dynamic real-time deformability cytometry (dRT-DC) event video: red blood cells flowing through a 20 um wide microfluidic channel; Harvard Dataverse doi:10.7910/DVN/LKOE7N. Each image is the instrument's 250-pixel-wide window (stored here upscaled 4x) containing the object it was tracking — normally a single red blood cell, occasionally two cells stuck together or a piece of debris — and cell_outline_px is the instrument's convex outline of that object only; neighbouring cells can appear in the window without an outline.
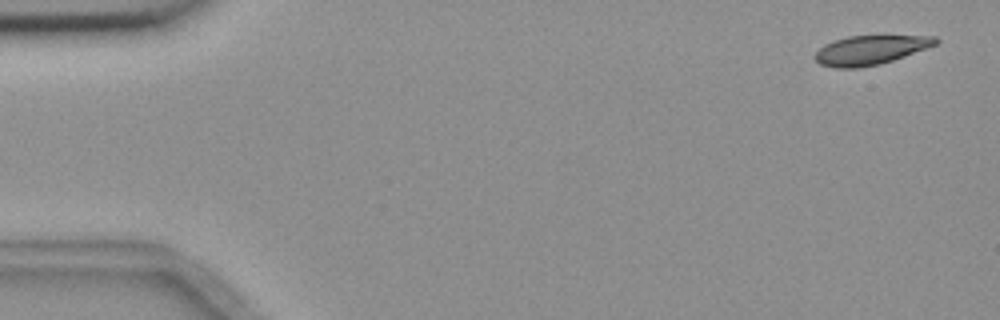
{"species": "common noctule bat (a hibernating species)", "species_latin": "Nyctalus noctula", "temperature_condition": "room temperature", "stored_images_in_passage": 5, "camera_frame_rate_fps": 3000, "um_per_image_px": 0.085, "animal": {"sex": "female", "body_mass_g": 18.4}, "frame": {"image": 1, "passage_image": 1, "time_ms": 0.0, "image_size_px": [1000, 320], "cell_outline_px": [[940, 40], [936, 44], [904, 56], [880, 64], [856, 68], [836, 68], [820, 64], [812, 56], [824, 44], [848, 36], [936, 36]], "centroid_in_image_um": [73.95, 4.25], "position_along_channel_um": 11.1, "area_um2": 20.29}}